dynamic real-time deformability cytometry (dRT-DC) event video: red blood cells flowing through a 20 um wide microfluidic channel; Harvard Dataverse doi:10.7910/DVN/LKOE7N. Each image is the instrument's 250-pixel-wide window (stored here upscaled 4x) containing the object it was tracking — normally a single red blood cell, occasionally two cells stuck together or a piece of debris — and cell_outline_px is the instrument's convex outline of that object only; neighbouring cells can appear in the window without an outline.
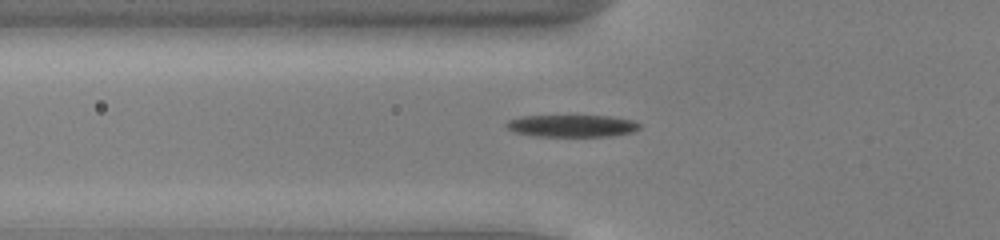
{"species": "common noctule bat (a hibernating species)", "species_latin": "Nyctalus noctula", "temperature_condition": "cold", "stored_images_in_passage": 42, "camera_frame_rate_fps": 3000, "um_per_image_px": 0.085, "animal": {"sex": "male", "body_mass_g": 13.0, "forearm_length_mm": 53.1}, "frame": {"image": 1, "passage_image": 8, "time_ms": 2.333, "image_size_px": [1000, 240], "cell_outline_px": [[640, 128], [632, 132], [612, 136], [536, 136], [516, 132], [508, 128], [504, 124], [508, 120], [520, 116], [612, 116], [632, 120], [640, 124]], "centroid_in_image_um": [48.62, 10.69], "position_along_channel_um": 77.2, "area_um2": 17.11}}
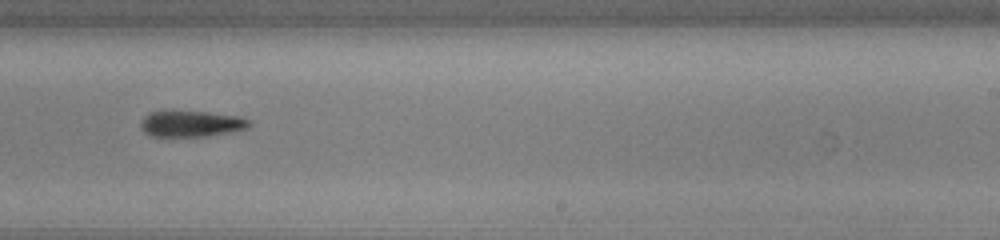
{"frame": {"image": 2, "passage_image": 23, "time_ms": 7.333, "image_size_px": [1000, 240], "cell_outline_px": [[252, 124], [248, 128], [204, 136], [152, 136], [144, 132], [140, 128], [140, 120], [148, 112], [172, 108], [208, 112], [240, 116], [252, 120]], "centroid_in_image_um": [16.19, 10.46], "position_along_channel_um": 272.8, "area_um2": 17.22}}
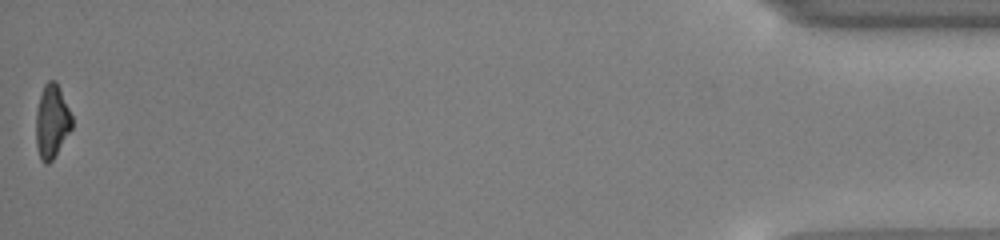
{"frame": {"image": 3, "passage_image": 42, "time_ms": 13.667, "image_size_px": [1000, 240], "cell_outline_px": [[72, 128], [52, 160], [48, 164], [44, 164], [40, 160], [36, 144], [36, 112], [40, 96], [44, 84], [48, 80], [56, 80], [60, 88], [72, 116]], "centroid_in_image_um": [4.4, 10.32], "position_along_channel_um": 430.8, "area_um2": 15.43}}